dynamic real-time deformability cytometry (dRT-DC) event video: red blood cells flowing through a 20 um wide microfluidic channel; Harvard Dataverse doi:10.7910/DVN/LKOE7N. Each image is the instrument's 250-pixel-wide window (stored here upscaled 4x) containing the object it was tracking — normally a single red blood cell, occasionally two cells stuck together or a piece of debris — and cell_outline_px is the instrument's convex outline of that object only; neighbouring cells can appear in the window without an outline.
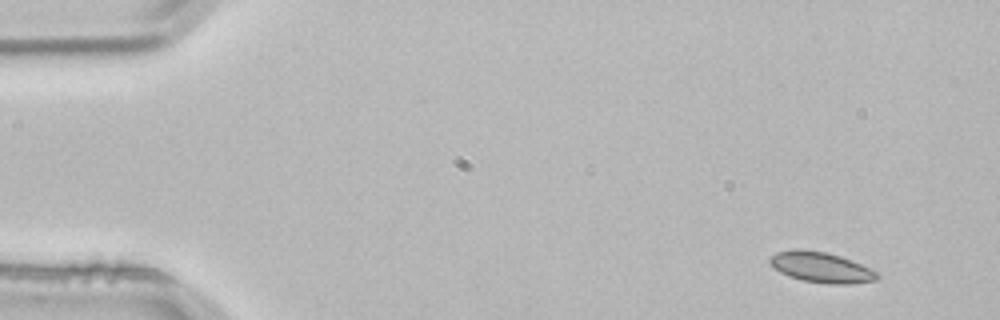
{"species": "common noctule bat (a hibernating species)", "species_latin": "Nyctalus noctula", "temperature_condition": "room temperature", "stored_images_in_passage": 4, "camera_frame_rate_fps": 3000, "um_per_image_px": 0.085, "animal": {"sex": "male", "body_mass_g": 21.5, "forearm_length_mm": 52.0}, "frame": {"image": 1, "passage_image": 1, "time_ms": 0.0, "image_size_px": [1000, 320], "cell_outline_px": [[880, 276], [876, 280], [848, 284], [828, 284], [804, 280], [788, 276], [780, 272], [768, 260], [776, 252], [796, 248], [824, 252], [840, 256], [852, 260], [876, 272]], "centroid_in_image_um": [69.79, 22.72], "position_along_channel_um": 15.2, "area_um2": 18.79}}